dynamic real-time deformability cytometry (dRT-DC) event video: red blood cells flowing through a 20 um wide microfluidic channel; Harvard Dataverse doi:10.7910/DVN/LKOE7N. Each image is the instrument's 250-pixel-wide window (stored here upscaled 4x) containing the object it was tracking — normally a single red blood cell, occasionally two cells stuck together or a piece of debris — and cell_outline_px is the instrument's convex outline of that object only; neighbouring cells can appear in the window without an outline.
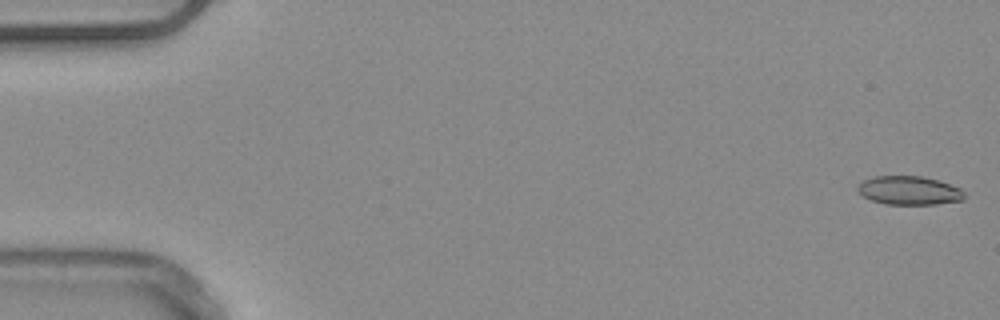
{"species": "common noctule bat (a hibernating species)", "species_latin": "Nyctalus noctula", "temperature_condition": "warm", "stored_images_in_passage": 53, "camera_frame_rate_fps": 3000, "um_per_image_px": 0.085, "animal": {"sex": "male", "body_mass_g": 20.4}, "frame": {"image": 1, "passage_image": 1, "time_ms": 0.0, "image_size_px": [1000, 320], "cell_outline_px": [[964, 200], [936, 204], [884, 204], [872, 200], [864, 196], [856, 188], [864, 180], [876, 176], [920, 176], [940, 180], [960, 188], [964, 192]], "centroid_in_image_um": [77.31, 16.19], "position_along_channel_um": 7.7, "area_um2": 17.74}}
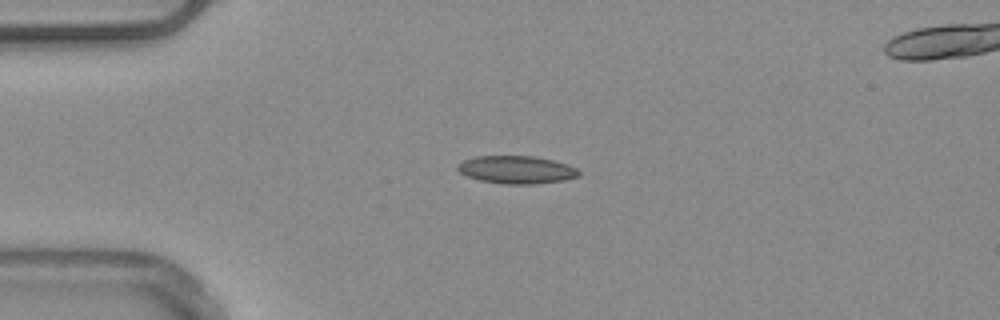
{"frame": {"image": 2, "passage_image": 13, "time_ms": 4.0, "image_size_px": [1000, 320], "cell_outline_px": [[580, 176], [564, 180], [536, 184], [504, 184], [480, 180], [468, 176], [460, 172], [456, 168], [456, 164], [464, 160], [476, 156], [532, 156], [552, 160], [568, 164], [576, 168], [580, 172]], "centroid_in_image_um": [43.91, 14.43], "position_along_channel_um": 41.1, "area_um2": 19.65}}